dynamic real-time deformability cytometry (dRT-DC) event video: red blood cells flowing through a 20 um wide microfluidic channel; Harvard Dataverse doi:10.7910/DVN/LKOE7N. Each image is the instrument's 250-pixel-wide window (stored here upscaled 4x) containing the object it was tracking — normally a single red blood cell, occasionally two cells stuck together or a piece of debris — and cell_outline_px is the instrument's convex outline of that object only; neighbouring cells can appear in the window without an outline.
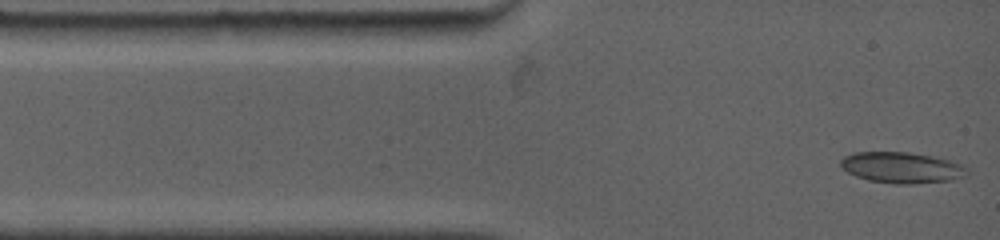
{"species": "common noctule bat (a hibernating species)", "species_latin": "Nyctalus noctula", "temperature_condition": "warm", "stored_images_in_passage": 3, "camera_frame_rate_fps": 4500, "um_per_image_px": 0.085, "animal": {"sex": "female", "body_mass_g": 19.0, "forearm_length_mm": 53.3}, "frame": {"image": 1, "passage_image": 1, "time_ms": 0.0, "image_size_px": [1000, 240], "cell_outline_px": [[968, 172], [964, 176], [952, 180], [912, 184], [896, 184], [868, 180], [856, 176], [848, 172], [840, 164], [840, 160], [844, 156], [852, 152], [908, 152], [948, 160], [960, 164]], "centroid_in_image_um": [76.6, 14.25], "position_along_channel_um": 8.4, "area_um2": 22.54}}
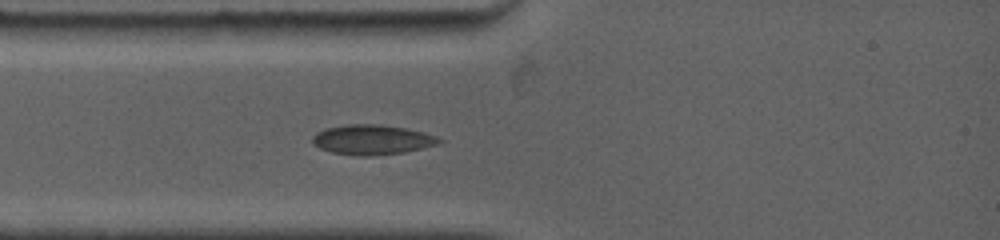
{"frame": {"image": 2, "passage_image": 3, "time_ms": 2.222, "image_size_px": [1000, 240], "cell_outline_px": [[444, 140], [436, 144], [404, 152], [368, 156], [356, 156], [332, 152], [320, 148], [312, 144], [312, 136], [316, 132], [324, 128], [344, 124], [380, 124], [408, 128], [424, 132], [436, 136]], "centroid_in_image_um": [31.59, 11.86], "position_along_channel_um": 53.4, "area_um2": 22.2}}